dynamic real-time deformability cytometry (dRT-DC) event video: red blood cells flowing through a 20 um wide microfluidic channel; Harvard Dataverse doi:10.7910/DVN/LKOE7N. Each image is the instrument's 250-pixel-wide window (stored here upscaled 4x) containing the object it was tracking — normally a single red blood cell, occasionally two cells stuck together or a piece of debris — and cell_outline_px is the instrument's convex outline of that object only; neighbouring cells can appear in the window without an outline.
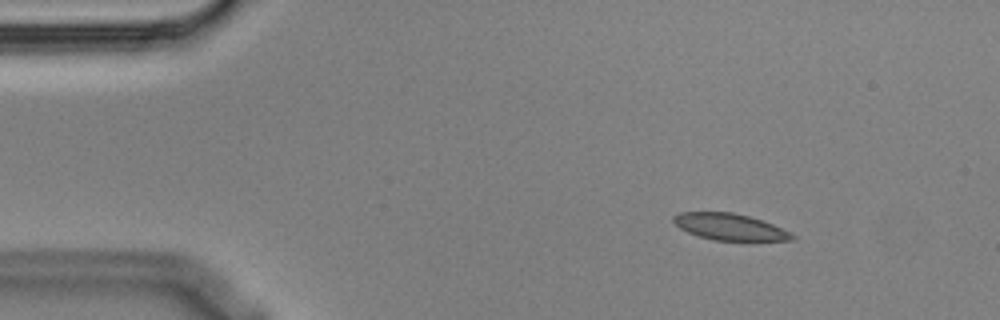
{"species": "Egyptian fruit bat (a non-hibernating species)", "species_latin": "Rousettus aegyptiacus", "temperature_condition": "cold", "stored_images_in_passage": 3, "camera_frame_rate_fps": 3000, "um_per_image_px": 0.085, "animal": {"sex": "male"}, "frame": {"image": 1, "passage_image": 1, "time_ms": 0.0, "image_size_px": [1000, 320], "cell_outline_px": [[796, 240], [712, 240], [688, 232], [680, 228], [672, 220], [672, 216], [680, 212], [732, 212], [748, 216], [772, 224], [796, 236]], "centroid_in_image_um": [61.99, 19.28], "position_along_channel_um": 23.0, "area_um2": 18.03}}